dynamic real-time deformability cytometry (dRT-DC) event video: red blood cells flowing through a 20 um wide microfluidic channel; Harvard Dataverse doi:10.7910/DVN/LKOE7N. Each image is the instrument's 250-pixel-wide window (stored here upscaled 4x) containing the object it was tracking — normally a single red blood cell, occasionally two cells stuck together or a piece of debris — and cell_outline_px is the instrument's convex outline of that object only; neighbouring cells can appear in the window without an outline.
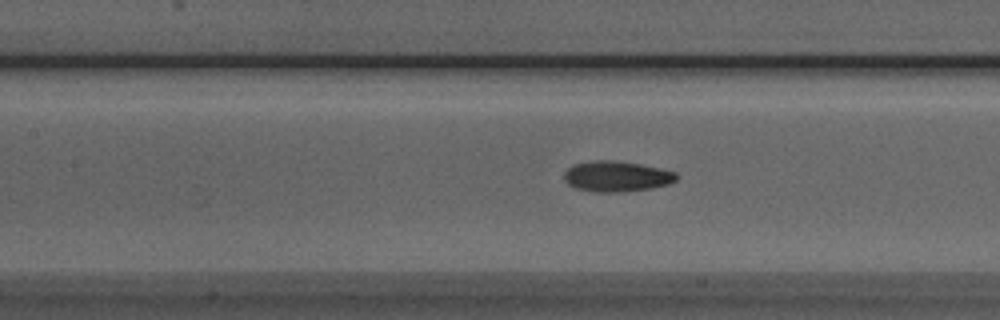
{"species": "Egyptian fruit bat (a non-hibernating species)", "species_latin": "Rousettus aegyptiacus", "temperature_condition": "room temperature", "stored_images_in_passage": 46, "camera_frame_rate_fps": 3000, "um_per_image_px": 0.085, "animal": {"sex": "male"}, "frame": {"image": 1, "passage_image": 23, "time_ms": 7.333, "image_size_px": [1000, 320], "cell_outline_px": [[680, 176], [676, 180], [668, 184], [652, 188], [624, 192], [596, 192], [576, 188], [568, 184], [564, 180], [564, 172], [572, 164], [592, 160], [612, 160], [640, 164], [660, 168], [676, 172]], "centroid_in_image_um": [52.41, 14.99], "position_along_channel_um": 155.0, "area_um2": 20.23}}
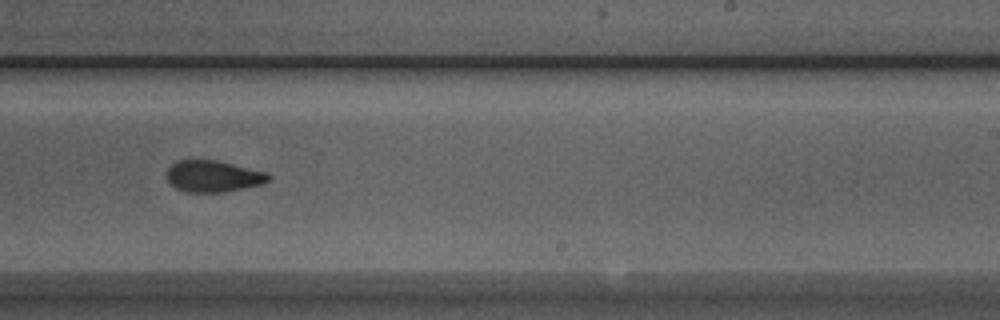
{"frame": {"image": 2, "passage_image": 32, "time_ms": 10.333, "image_size_px": [1000, 320], "cell_outline_px": [[272, 176], [264, 184], [224, 192], [184, 192], [176, 188], [168, 180], [168, 168], [176, 160], [216, 160], [268, 172]], "centroid_in_image_um": [18.16, 14.98], "position_along_channel_um": 270.8, "area_um2": 18.73}}
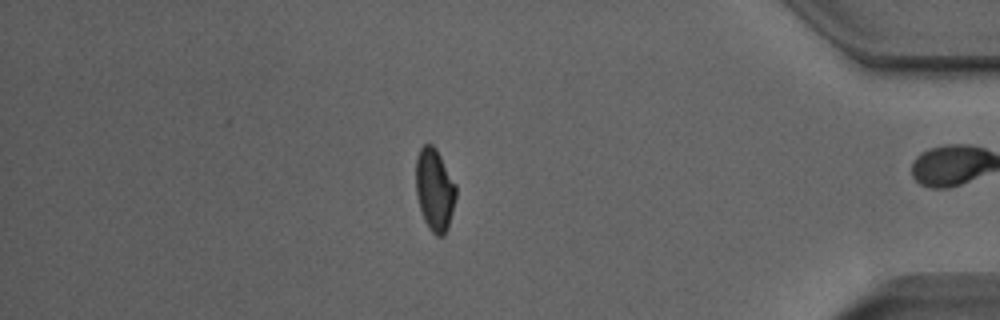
{"frame": {"image": 3, "passage_image": 45, "time_ms": 14.667, "image_size_px": [1000, 320], "cell_outline_px": [[456, 196], [448, 228], [444, 236], [436, 236], [428, 228], [424, 220], [420, 208], [416, 192], [416, 156], [420, 148], [424, 144], [432, 144], [436, 148], [456, 184]], "centroid_in_image_um": [36.94, 16.12], "position_along_channel_um": 398.3, "area_um2": 19.31}, "authors_computed_cell_mechanics": {"area_um2": 19.4497, "velocity_mm_per_s": 3.8798, "shape_relaxation_time_tau1_ms": 5.078, "shape_relaxation_time_tau2_ms": 2.2074, "deformation_change_tau1": 0.1359, "deformation_change_tau2": 0.0829}}